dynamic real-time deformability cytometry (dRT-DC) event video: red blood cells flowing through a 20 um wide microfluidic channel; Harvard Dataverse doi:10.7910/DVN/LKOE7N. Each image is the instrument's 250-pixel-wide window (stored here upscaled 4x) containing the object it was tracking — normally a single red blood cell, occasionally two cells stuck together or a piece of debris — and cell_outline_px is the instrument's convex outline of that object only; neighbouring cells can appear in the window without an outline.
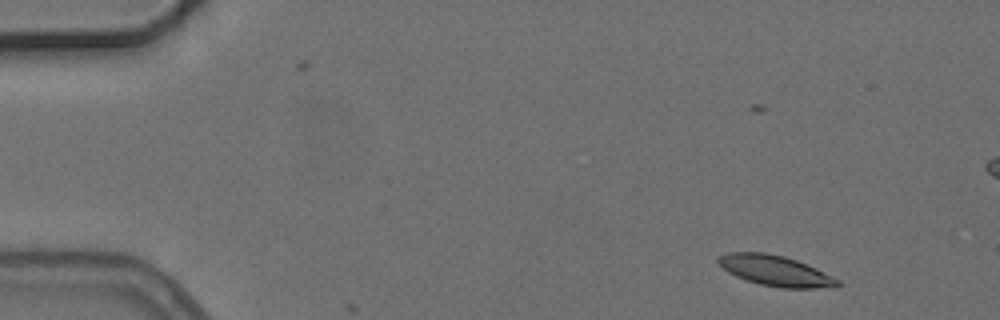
{"species": "common noctule bat (a hibernating species)", "species_latin": "Nyctalus noctula", "temperature_condition": "cold", "stored_images_in_passage": 4, "camera_frame_rate_fps": 3000, "um_per_image_px": 0.085, "animal": {"sex": "female", "body_mass_g": 24.6, "forearm_length_mm": 56.2}, "frame": {"image": 1, "passage_image": 1, "time_ms": 0.0, "image_size_px": [1000, 320], "cell_outline_px": [[840, 288], [780, 288], [760, 284], [736, 276], [728, 272], [716, 260], [716, 256], [728, 252], [764, 252], [784, 256], [796, 260], [816, 268], [840, 280]], "centroid_in_image_um": [65.94, 23.01], "position_along_channel_um": 19.1, "area_um2": 21.33}}